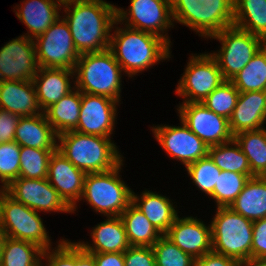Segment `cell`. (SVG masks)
Segmentation results:
<instances>
[{"label": "cell", "mask_w": 266, "mask_h": 266, "mask_svg": "<svg viewBox=\"0 0 266 266\" xmlns=\"http://www.w3.org/2000/svg\"><path fill=\"white\" fill-rule=\"evenodd\" d=\"M63 6L67 13L64 19L79 54L109 49L111 29L118 24L117 7L103 0H74Z\"/></svg>", "instance_id": "cell-1"}, {"label": "cell", "mask_w": 266, "mask_h": 266, "mask_svg": "<svg viewBox=\"0 0 266 266\" xmlns=\"http://www.w3.org/2000/svg\"><path fill=\"white\" fill-rule=\"evenodd\" d=\"M111 34L109 50L122 70L132 77L170 57V45L162 38L125 26Z\"/></svg>", "instance_id": "cell-2"}, {"label": "cell", "mask_w": 266, "mask_h": 266, "mask_svg": "<svg viewBox=\"0 0 266 266\" xmlns=\"http://www.w3.org/2000/svg\"><path fill=\"white\" fill-rule=\"evenodd\" d=\"M57 150L75 167L87 173H102L117 167L122 157L108 137L67 131L58 135Z\"/></svg>", "instance_id": "cell-3"}, {"label": "cell", "mask_w": 266, "mask_h": 266, "mask_svg": "<svg viewBox=\"0 0 266 266\" xmlns=\"http://www.w3.org/2000/svg\"><path fill=\"white\" fill-rule=\"evenodd\" d=\"M122 68L113 53L102 52L80 54L74 68V81L81 93L105 96L120 101Z\"/></svg>", "instance_id": "cell-4"}, {"label": "cell", "mask_w": 266, "mask_h": 266, "mask_svg": "<svg viewBox=\"0 0 266 266\" xmlns=\"http://www.w3.org/2000/svg\"><path fill=\"white\" fill-rule=\"evenodd\" d=\"M210 225L213 252L239 263L252 258L253 221L230 207H217Z\"/></svg>", "instance_id": "cell-5"}, {"label": "cell", "mask_w": 266, "mask_h": 266, "mask_svg": "<svg viewBox=\"0 0 266 266\" xmlns=\"http://www.w3.org/2000/svg\"><path fill=\"white\" fill-rule=\"evenodd\" d=\"M173 21L211 37L233 26L234 0H170Z\"/></svg>", "instance_id": "cell-6"}, {"label": "cell", "mask_w": 266, "mask_h": 266, "mask_svg": "<svg viewBox=\"0 0 266 266\" xmlns=\"http://www.w3.org/2000/svg\"><path fill=\"white\" fill-rule=\"evenodd\" d=\"M122 165L121 162L110 171L85 176L81 199L107 217L120 216L132 202V190L119 177Z\"/></svg>", "instance_id": "cell-7"}, {"label": "cell", "mask_w": 266, "mask_h": 266, "mask_svg": "<svg viewBox=\"0 0 266 266\" xmlns=\"http://www.w3.org/2000/svg\"><path fill=\"white\" fill-rule=\"evenodd\" d=\"M0 221L4 235L37 244L43 250L50 248V239L38 213L15 201L0 189Z\"/></svg>", "instance_id": "cell-8"}, {"label": "cell", "mask_w": 266, "mask_h": 266, "mask_svg": "<svg viewBox=\"0 0 266 266\" xmlns=\"http://www.w3.org/2000/svg\"><path fill=\"white\" fill-rule=\"evenodd\" d=\"M211 38L218 39L222 47L210 53L217 61L225 80L234 78L266 43L261 37L236 26L224 28Z\"/></svg>", "instance_id": "cell-9"}, {"label": "cell", "mask_w": 266, "mask_h": 266, "mask_svg": "<svg viewBox=\"0 0 266 266\" xmlns=\"http://www.w3.org/2000/svg\"><path fill=\"white\" fill-rule=\"evenodd\" d=\"M34 40L39 67L74 70L80 54L74 46L70 28L64 18L56 20Z\"/></svg>", "instance_id": "cell-10"}, {"label": "cell", "mask_w": 266, "mask_h": 266, "mask_svg": "<svg viewBox=\"0 0 266 266\" xmlns=\"http://www.w3.org/2000/svg\"><path fill=\"white\" fill-rule=\"evenodd\" d=\"M224 81L219 65L211 54L193 55L176 92L185 98L183 103L203 102Z\"/></svg>", "instance_id": "cell-11"}, {"label": "cell", "mask_w": 266, "mask_h": 266, "mask_svg": "<svg viewBox=\"0 0 266 266\" xmlns=\"http://www.w3.org/2000/svg\"><path fill=\"white\" fill-rule=\"evenodd\" d=\"M129 13L121 8H116V20L124 21L129 28L154 34L169 45L171 41L164 30L173 26L170 0H131ZM128 13V14H127ZM129 15V16H128ZM129 21V22H128ZM162 32V33H161Z\"/></svg>", "instance_id": "cell-12"}, {"label": "cell", "mask_w": 266, "mask_h": 266, "mask_svg": "<svg viewBox=\"0 0 266 266\" xmlns=\"http://www.w3.org/2000/svg\"><path fill=\"white\" fill-rule=\"evenodd\" d=\"M179 117L208 147L234 139L229 120L210 111L202 102L182 103Z\"/></svg>", "instance_id": "cell-13"}, {"label": "cell", "mask_w": 266, "mask_h": 266, "mask_svg": "<svg viewBox=\"0 0 266 266\" xmlns=\"http://www.w3.org/2000/svg\"><path fill=\"white\" fill-rule=\"evenodd\" d=\"M4 191L15 201L23 203L34 211L73 212L60 194L45 179H27L18 177Z\"/></svg>", "instance_id": "cell-14"}, {"label": "cell", "mask_w": 266, "mask_h": 266, "mask_svg": "<svg viewBox=\"0 0 266 266\" xmlns=\"http://www.w3.org/2000/svg\"><path fill=\"white\" fill-rule=\"evenodd\" d=\"M38 69L33 39L22 35L0 49V81L33 80Z\"/></svg>", "instance_id": "cell-15"}, {"label": "cell", "mask_w": 266, "mask_h": 266, "mask_svg": "<svg viewBox=\"0 0 266 266\" xmlns=\"http://www.w3.org/2000/svg\"><path fill=\"white\" fill-rule=\"evenodd\" d=\"M182 126H156L152 131L171 158L186 167L208 155L209 147L181 120Z\"/></svg>", "instance_id": "cell-16"}, {"label": "cell", "mask_w": 266, "mask_h": 266, "mask_svg": "<svg viewBox=\"0 0 266 266\" xmlns=\"http://www.w3.org/2000/svg\"><path fill=\"white\" fill-rule=\"evenodd\" d=\"M118 101L105 96L82 93L80 116L75 131L108 137L115 124Z\"/></svg>", "instance_id": "cell-17"}, {"label": "cell", "mask_w": 266, "mask_h": 266, "mask_svg": "<svg viewBox=\"0 0 266 266\" xmlns=\"http://www.w3.org/2000/svg\"><path fill=\"white\" fill-rule=\"evenodd\" d=\"M85 176V172L75 167L57 149L50 156L47 180L73 209V213L76 201L82 198Z\"/></svg>", "instance_id": "cell-18"}, {"label": "cell", "mask_w": 266, "mask_h": 266, "mask_svg": "<svg viewBox=\"0 0 266 266\" xmlns=\"http://www.w3.org/2000/svg\"><path fill=\"white\" fill-rule=\"evenodd\" d=\"M165 236L194 259L212 252L211 225L207 227L192 216L186 218L177 216Z\"/></svg>", "instance_id": "cell-19"}, {"label": "cell", "mask_w": 266, "mask_h": 266, "mask_svg": "<svg viewBox=\"0 0 266 266\" xmlns=\"http://www.w3.org/2000/svg\"><path fill=\"white\" fill-rule=\"evenodd\" d=\"M266 120V91L240 92L229 119L233 135L242 131L262 129Z\"/></svg>", "instance_id": "cell-20"}, {"label": "cell", "mask_w": 266, "mask_h": 266, "mask_svg": "<svg viewBox=\"0 0 266 266\" xmlns=\"http://www.w3.org/2000/svg\"><path fill=\"white\" fill-rule=\"evenodd\" d=\"M0 109L21 117L43 113L33 80L0 81Z\"/></svg>", "instance_id": "cell-21"}, {"label": "cell", "mask_w": 266, "mask_h": 266, "mask_svg": "<svg viewBox=\"0 0 266 266\" xmlns=\"http://www.w3.org/2000/svg\"><path fill=\"white\" fill-rule=\"evenodd\" d=\"M72 75L75 76L74 70L39 67L33 83L43 112L73 90L69 78Z\"/></svg>", "instance_id": "cell-22"}, {"label": "cell", "mask_w": 266, "mask_h": 266, "mask_svg": "<svg viewBox=\"0 0 266 266\" xmlns=\"http://www.w3.org/2000/svg\"><path fill=\"white\" fill-rule=\"evenodd\" d=\"M94 245L77 242L89 253H124L130 244L126 229L120 216H108L105 222L96 225L91 232Z\"/></svg>", "instance_id": "cell-23"}, {"label": "cell", "mask_w": 266, "mask_h": 266, "mask_svg": "<svg viewBox=\"0 0 266 266\" xmlns=\"http://www.w3.org/2000/svg\"><path fill=\"white\" fill-rule=\"evenodd\" d=\"M58 135L48 123L44 112L35 116L20 117L14 141L20 146L38 149H57Z\"/></svg>", "instance_id": "cell-24"}, {"label": "cell", "mask_w": 266, "mask_h": 266, "mask_svg": "<svg viewBox=\"0 0 266 266\" xmlns=\"http://www.w3.org/2000/svg\"><path fill=\"white\" fill-rule=\"evenodd\" d=\"M21 5L15 14L27 26L30 33L26 37L30 39L42 35L60 18L62 5L56 0H24Z\"/></svg>", "instance_id": "cell-25"}, {"label": "cell", "mask_w": 266, "mask_h": 266, "mask_svg": "<svg viewBox=\"0 0 266 266\" xmlns=\"http://www.w3.org/2000/svg\"><path fill=\"white\" fill-rule=\"evenodd\" d=\"M170 201L169 198L151 191L143 192L142 196L138 198L132 191V203L162 235L168 232L178 216Z\"/></svg>", "instance_id": "cell-26"}, {"label": "cell", "mask_w": 266, "mask_h": 266, "mask_svg": "<svg viewBox=\"0 0 266 266\" xmlns=\"http://www.w3.org/2000/svg\"><path fill=\"white\" fill-rule=\"evenodd\" d=\"M234 212L251 221L266 217V176L249 178L241 193L229 206Z\"/></svg>", "instance_id": "cell-27"}, {"label": "cell", "mask_w": 266, "mask_h": 266, "mask_svg": "<svg viewBox=\"0 0 266 266\" xmlns=\"http://www.w3.org/2000/svg\"><path fill=\"white\" fill-rule=\"evenodd\" d=\"M75 89L76 91L72 90L44 111L48 123L57 135L77 128L82 93L77 88Z\"/></svg>", "instance_id": "cell-28"}, {"label": "cell", "mask_w": 266, "mask_h": 266, "mask_svg": "<svg viewBox=\"0 0 266 266\" xmlns=\"http://www.w3.org/2000/svg\"><path fill=\"white\" fill-rule=\"evenodd\" d=\"M120 217L123 220L130 246L152 247L162 236L132 202L122 212Z\"/></svg>", "instance_id": "cell-29"}, {"label": "cell", "mask_w": 266, "mask_h": 266, "mask_svg": "<svg viewBox=\"0 0 266 266\" xmlns=\"http://www.w3.org/2000/svg\"><path fill=\"white\" fill-rule=\"evenodd\" d=\"M233 25L266 42V0H234Z\"/></svg>", "instance_id": "cell-30"}, {"label": "cell", "mask_w": 266, "mask_h": 266, "mask_svg": "<svg viewBox=\"0 0 266 266\" xmlns=\"http://www.w3.org/2000/svg\"><path fill=\"white\" fill-rule=\"evenodd\" d=\"M43 249L37 244L5 236L0 250V266H42Z\"/></svg>", "instance_id": "cell-31"}, {"label": "cell", "mask_w": 266, "mask_h": 266, "mask_svg": "<svg viewBox=\"0 0 266 266\" xmlns=\"http://www.w3.org/2000/svg\"><path fill=\"white\" fill-rule=\"evenodd\" d=\"M234 139L246 155L251 173L266 176V129L242 131Z\"/></svg>", "instance_id": "cell-32"}, {"label": "cell", "mask_w": 266, "mask_h": 266, "mask_svg": "<svg viewBox=\"0 0 266 266\" xmlns=\"http://www.w3.org/2000/svg\"><path fill=\"white\" fill-rule=\"evenodd\" d=\"M233 144L234 147L232 146ZM208 155L221 171L241 173L249 178L254 177L251 173L248 159L235 139L223 144L210 146Z\"/></svg>", "instance_id": "cell-33"}, {"label": "cell", "mask_w": 266, "mask_h": 266, "mask_svg": "<svg viewBox=\"0 0 266 266\" xmlns=\"http://www.w3.org/2000/svg\"><path fill=\"white\" fill-rule=\"evenodd\" d=\"M230 81L239 92L266 91V43Z\"/></svg>", "instance_id": "cell-34"}, {"label": "cell", "mask_w": 266, "mask_h": 266, "mask_svg": "<svg viewBox=\"0 0 266 266\" xmlns=\"http://www.w3.org/2000/svg\"><path fill=\"white\" fill-rule=\"evenodd\" d=\"M55 150L21 146L19 177L27 179L47 178L49 159Z\"/></svg>", "instance_id": "cell-35"}, {"label": "cell", "mask_w": 266, "mask_h": 266, "mask_svg": "<svg viewBox=\"0 0 266 266\" xmlns=\"http://www.w3.org/2000/svg\"><path fill=\"white\" fill-rule=\"evenodd\" d=\"M249 177L245 174L221 171L211 198L218 207H229L241 193Z\"/></svg>", "instance_id": "cell-36"}, {"label": "cell", "mask_w": 266, "mask_h": 266, "mask_svg": "<svg viewBox=\"0 0 266 266\" xmlns=\"http://www.w3.org/2000/svg\"><path fill=\"white\" fill-rule=\"evenodd\" d=\"M240 92L229 80L224 81L202 102L210 111L230 119Z\"/></svg>", "instance_id": "cell-37"}, {"label": "cell", "mask_w": 266, "mask_h": 266, "mask_svg": "<svg viewBox=\"0 0 266 266\" xmlns=\"http://www.w3.org/2000/svg\"><path fill=\"white\" fill-rule=\"evenodd\" d=\"M156 266H194L195 259L162 235L152 246Z\"/></svg>", "instance_id": "cell-38"}, {"label": "cell", "mask_w": 266, "mask_h": 266, "mask_svg": "<svg viewBox=\"0 0 266 266\" xmlns=\"http://www.w3.org/2000/svg\"><path fill=\"white\" fill-rule=\"evenodd\" d=\"M186 170L200 190L209 196L213 193L221 170L215 165L209 155L188 165Z\"/></svg>", "instance_id": "cell-39"}, {"label": "cell", "mask_w": 266, "mask_h": 266, "mask_svg": "<svg viewBox=\"0 0 266 266\" xmlns=\"http://www.w3.org/2000/svg\"><path fill=\"white\" fill-rule=\"evenodd\" d=\"M20 147L15 141L0 143V180L3 190L19 177Z\"/></svg>", "instance_id": "cell-40"}, {"label": "cell", "mask_w": 266, "mask_h": 266, "mask_svg": "<svg viewBox=\"0 0 266 266\" xmlns=\"http://www.w3.org/2000/svg\"><path fill=\"white\" fill-rule=\"evenodd\" d=\"M56 250H43V258L48 259L46 266H78V243L62 239Z\"/></svg>", "instance_id": "cell-41"}, {"label": "cell", "mask_w": 266, "mask_h": 266, "mask_svg": "<svg viewBox=\"0 0 266 266\" xmlns=\"http://www.w3.org/2000/svg\"><path fill=\"white\" fill-rule=\"evenodd\" d=\"M123 254L125 266H156L152 247L130 246Z\"/></svg>", "instance_id": "cell-42"}, {"label": "cell", "mask_w": 266, "mask_h": 266, "mask_svg": "<svg viewBox=\"0 0 266 266\" xmlns=\"http://www.w3.org/2000/svg\"><path fill=\"white\" fill-rule=\"evenodd\" d=\"M252 258L266 259V217L253 221Z\"/></svg>", "instance_id": "cell-43"}, {"label": "cell", "mask_w": 266, "mask_h": 266, "mask_svg": "<svg viewBox=\"0 0 266 266\" xmlns=\"http://www.w3.org/2000/svg\"><path fill=\"white\" fill-rule=\"evenodd\" d=\"M21 116L0 109V143L14 141L15 130Z\"/></svg>", "instance_id": "cell-44"}, {"label": "cell", "mask_w": 266, "mask_h": 266, "mask_svg": "<svg viewBox=\"0 0 266 266\" xmlns=\"http://www.w3.org/2000/svg\"><path fill=\"white\" fill-rule=\"evenodd\" d=\"M239 264L240 263L234 258L212 251L195 259L194 266H239Z\"/></svg>", "instance_id": "cell-45"}, {"label": "cell", "mask_w": 266, "mask_h": 266, "mask_svg": "<svg viewBox=\"0 0 266 266\" xmlns=\"http://www.w3.org/2000/svg\"><path fill=\"white\" fill-rule=\"evenodd\" d=\"M94 256L96 266H125L124 254L113 253H91Z\"/></svg>", "instance_id": "cell-46"}, {"label": "cell", "mask_w": 266, "mask_h": 266, "mask_svg": "<svg viewBox=\"0 0 266 266\" xmlns=\"http://www.w3.org/2000/svg\"><path fill=\"white\" fill-rule=\"evenodd\" d=\"M78 266H96L94 256L78 244Z\"/></svg>", "instance_id": "cell-47"}, {"label": "cell", "mask_w": 266, "mask_h": 266, "mask_svg": "<svg viewBox=\"0 0 266 266\" xmlns=\"http://www.w3.org/2000/svg\"><path fill=\"white\" fill-rule=\"evenodd\" d=\"M239 266H266V259L250 258L241 262Z\"/></svg>", "instance_id": "cell-48"}, {"label": "cell", "mask_w": 266, "mask_h": 266, "mask_svg": "<svg viewBox=\"0 0 266 266\" xmlns=\"http://www.w3.org/2000/svg\"><path fill=\"white\" fill-rule=\"evenodd\" d=\"M4 237H5V235H4L3 228L1 225V221H0V250H1L2 241H3Z\"/></svg>", "instance_id": "cell-49"}, {"label": "cell", "mask_w": 266, "mask_h": 266, "mask_svg": "<svg viewBox=\"0 0 266 266\" xmlns=\"http://www.w3.org/2000/svg\"><path fill=\"white\" fill-rule=\"evenodd\" d=\"M58 3H60L61 5H65V4H67V3H70V2H72V1H74V0H56Z\"/></svg>", "instance_id": "cell-50"}]
</instances>
